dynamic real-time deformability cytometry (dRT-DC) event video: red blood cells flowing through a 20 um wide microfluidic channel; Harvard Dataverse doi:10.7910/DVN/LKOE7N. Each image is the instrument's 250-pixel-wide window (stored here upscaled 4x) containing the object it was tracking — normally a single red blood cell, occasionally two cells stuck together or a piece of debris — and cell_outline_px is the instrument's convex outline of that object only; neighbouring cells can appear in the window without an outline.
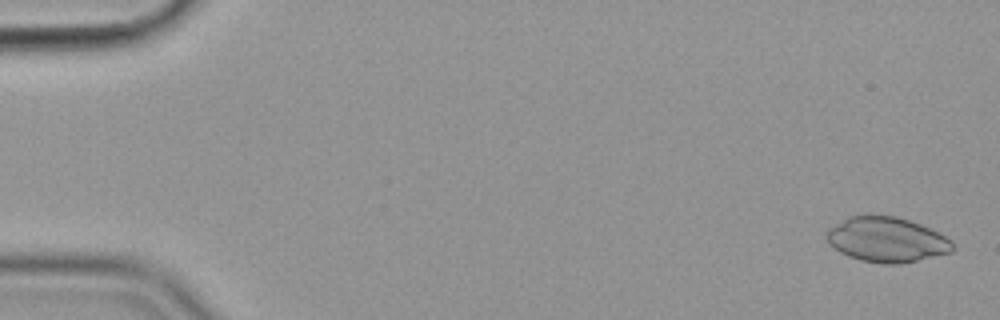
{"species": "common noctule bat (a hibernating species)", "species_latin": "Nyctalus noctula", "temperature_condition": "cold", "stored_images_in_passage": 56, "camera_frame_rate_fps": 3000, "um_per_image_px": 0.085, "animal": {"sex": "female", "body_mass_g": 19.9}, "frame": {"image": 1, "passage_image": 2, "time_ms": 0.333, "image_size_px": [1000, 320], "cell_outline_px": [[956, 248], [952, 252], [916, 260], [896, 264], [884, 264], [860, 260], [848, 256], [840, 252], [828, 240], [828, 228], [848, 216], [896, 216], [920, 224], [952, 240]], "centroid_in_image_um": [75.39, 20.37], "position_along_channel_um": 9.6, "area_um2": 32.54}}
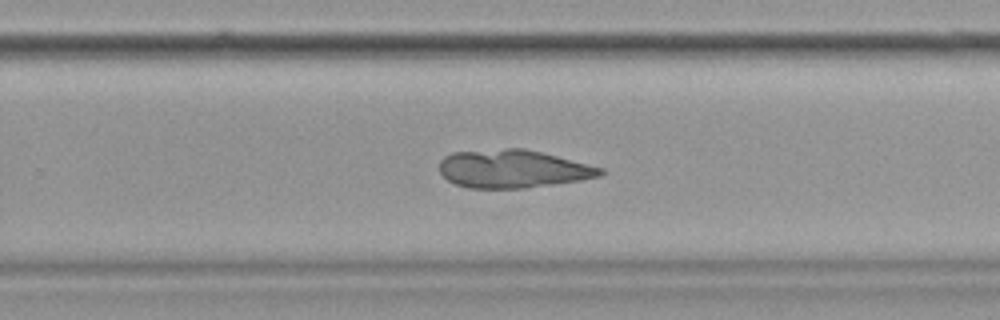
{"frame": {"image": 2, "passage_image": 37, "time_ms": 12.0, "image_size_px": [1000, 320], "cell_outline_px": [[604, 172], [600, 176], [580, 180], [524, 188], [468, 188], [456, 184], [448, 180], [440, 172], [440, 160], [444, 156], [452, 152], [504, 148], [524, 148], [604, 168]], "centroid_in_image_um": [43.56, 14.35], "position_along_channel_um": 286.2, "area_um2": 35.55}}